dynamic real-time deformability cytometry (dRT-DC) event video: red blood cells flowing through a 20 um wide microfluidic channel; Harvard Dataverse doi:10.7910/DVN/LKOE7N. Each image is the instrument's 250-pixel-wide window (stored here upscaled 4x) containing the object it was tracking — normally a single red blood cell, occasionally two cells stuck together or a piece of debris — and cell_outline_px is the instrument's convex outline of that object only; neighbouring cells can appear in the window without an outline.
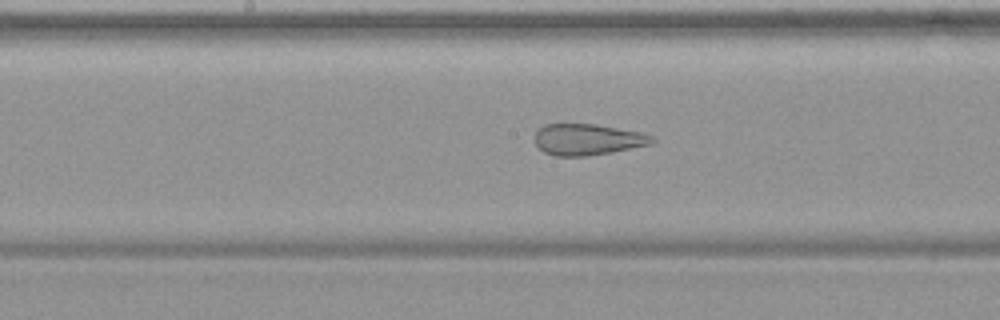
{"species": "common noctule bat (a hibernating species)", "species_latin": "Nyctalus noctula", "temperature_condition": "warm", "stored_images_in_passage": 34, "camera_frame_rate_fps": 3000, "um_per_image_px": 0.085, "animal": {"sex": "female", "body_mass_g": 19.9}, "frame": {"image": 1, "passage_image": 15, "time_ms": 4.667, "image_size_px": [1000, 320], "cell_outline_px": [[656, 140], [652, 144], [612, 152], [584, 156], [556, 156], [544, 152], [536, 144], [536, 132], [544, 124], [596, 124], [640, 132], [652, 136]], "centroid_in_image_um": [49.96, 11.85], "position_along_channel_um": 198.2, "area_um2": 21.21}}
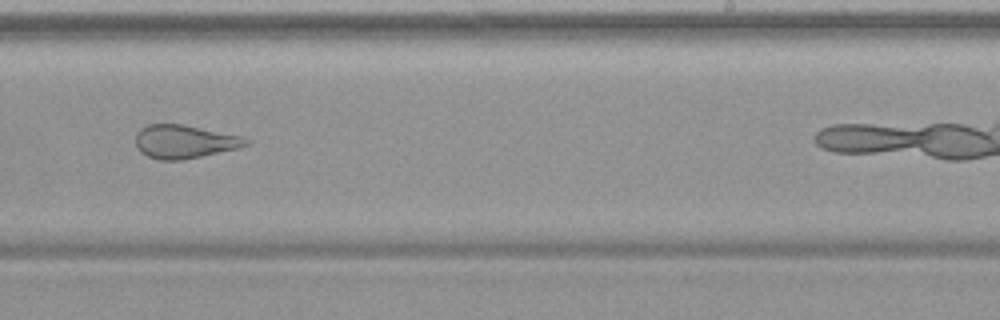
{"frame": {"image": 2, "passage_image": 21, "time_ms": 6.667, "image_size_px": [1000, 320], "cell_outline_px": [[252, 144], [236, 148], [200, 156], [180, 160], [160, 160], [148, 156], [140, 152], [136, 144], [136, 132], [140, 128], [148, 124], [180, 124], [244, 136], [252, 140]], "centroid_in_image_um": [15.69, 12.03], "position_along_channel_um": 273.3, "area_um2": 21.44}}
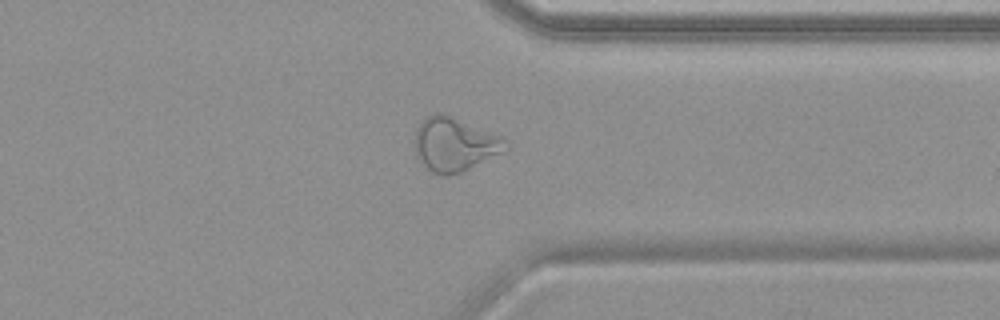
{"frame": {"image": 3, "passage_image": 29, "time_ms": 9.333, "image_size_px": [1000, 320], "cell_outline_px": [[508, 148], [464, 172], [448, 176], [440, 176], [432, 172], [416, 160], [416, 128], [420, 120], [432, 112], [440, 112], [452, 116], [500, 136], [508, 144]], "centroid_in_image_um": [38.58, 12.28], "position_along_channel_um": 372.8, "area_um2": 28.61}, "authors_computed_cell_mechanics": {"area_um2": 23.7269, "velocity_mm_per_s": 3.7664, "shape_relaxation_time_tau1_ms": null, "shape_relaxation_time_tau2_ms": 1.2833, "deformation_change_tau1": null, "deformation_change_tau2": 0.1048}}